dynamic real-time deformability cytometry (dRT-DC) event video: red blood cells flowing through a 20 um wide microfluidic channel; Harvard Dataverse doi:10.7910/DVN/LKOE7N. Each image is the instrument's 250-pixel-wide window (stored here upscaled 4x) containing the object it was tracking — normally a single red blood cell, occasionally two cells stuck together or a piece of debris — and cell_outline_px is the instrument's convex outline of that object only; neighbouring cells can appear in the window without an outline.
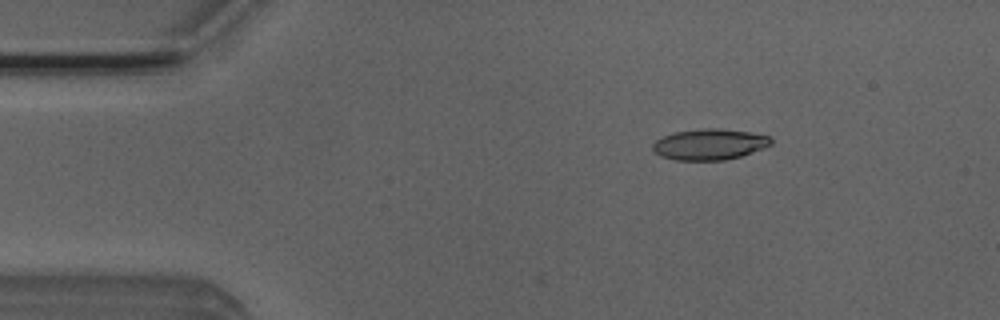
{"species": "Egyptian fruit bat (a non-hibernating species)", "species_latin": "Rousettus aegyptiacus", "temperature_condition": "room temperature", "stored_images_in_passage": 5, "camera_frame_rate_fps": 3000, "um_per_image_px": 0.085, "animal": {"sex": "male"}, "frame": {"image": 1, "passage_image": 5, "time_ms": 1.333, "image_size_px": [1000, 320], "cell_outline_px": [[772, 144], [764, 148], [740, 156], [724, 160], [676, 160], [660, 156], [652, 152], [652, 144], [656, 140], [672, 132], [704, 128], [720, 128], [752, 132], [768, 136], [772, 140]], "centroid_in_image_um": [60.28, 12.26], "position_along_channel_um": 24.7, "area_um2": 21.5}}